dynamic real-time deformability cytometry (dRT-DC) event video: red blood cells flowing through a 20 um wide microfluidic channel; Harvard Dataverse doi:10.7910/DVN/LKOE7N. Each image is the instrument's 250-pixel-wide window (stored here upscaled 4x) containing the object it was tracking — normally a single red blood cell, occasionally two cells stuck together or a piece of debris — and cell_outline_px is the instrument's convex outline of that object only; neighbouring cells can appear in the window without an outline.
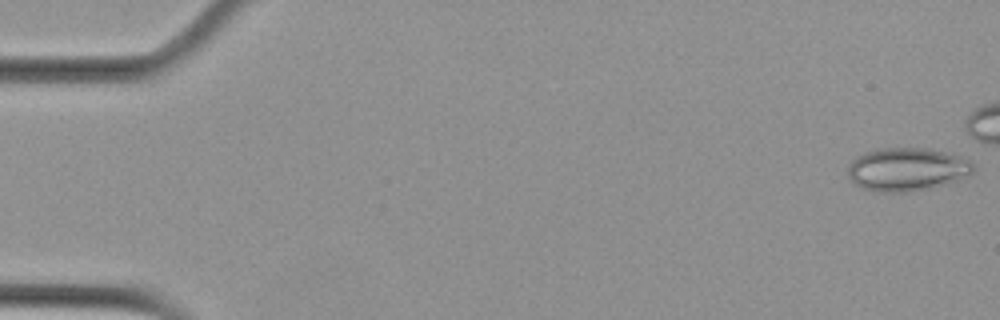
{"species": "Egyptian fruit bat (a non-hibernating species)", "species_latin": "Rousettus aegyptiacus", "temperature_condition": "cold", "stored_images_in_passage": 6, "camera_frame_rate_fps": 3000, "um_per_image_px": 0.085, "animal": {"sex": "female"}, "frame": {"image": 1, "passage_image": 1, "time_ms": 0.0, "image_size_px": [1000, 320], "cell_outline_px": [[976, 168], [972, 172], [960, 180], [932, 188], [908, 192], [876, 192], [860, 188], [852, 184], [848, 176], [848, 164], [856, 156], [864, 152], [876, 148], [928, 148], [952, 152], [964, 156], [972, 160]], "centroid_in_image_um": [77.12, 14.39], "position_along_channel_um": 7.9, "area_um2": 32.66}}